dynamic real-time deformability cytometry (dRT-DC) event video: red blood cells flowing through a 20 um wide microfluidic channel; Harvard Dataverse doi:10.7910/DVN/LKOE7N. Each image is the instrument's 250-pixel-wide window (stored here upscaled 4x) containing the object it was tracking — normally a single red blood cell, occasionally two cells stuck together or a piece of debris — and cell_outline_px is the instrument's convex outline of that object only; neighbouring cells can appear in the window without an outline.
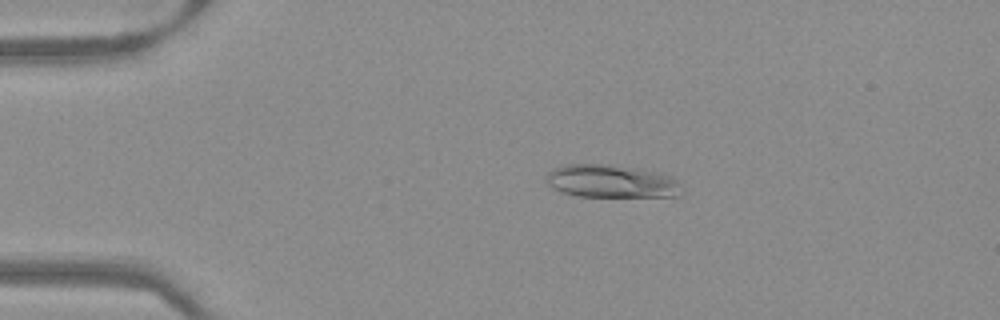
{"species": "Egyptian fruit bat (a non-hibernating species)", "species_latin": "Rousettus aegyptiacus", "temperature_condition": "warm", "stored_images_in_passage": 52, "camera_frame_rate_fps": 3000, "um_per_image_px": 0.085, "frame": {"image": 1, "passage_image": 11, "time_ms": 3.333, "image_size_px": [1000, 320], "cell_outline_px": [[684, 188], [680, 196], [576, 196], [552, 188], [544, 180], [544, 176], [552, 168], [568, 164], [608, 164], [636, 168], [660, 172], [672, 176]], "centroid_in_image_um": [51.97, 15.4], "position_along_channel_um": 33.0, "area_um2": 26.3}}
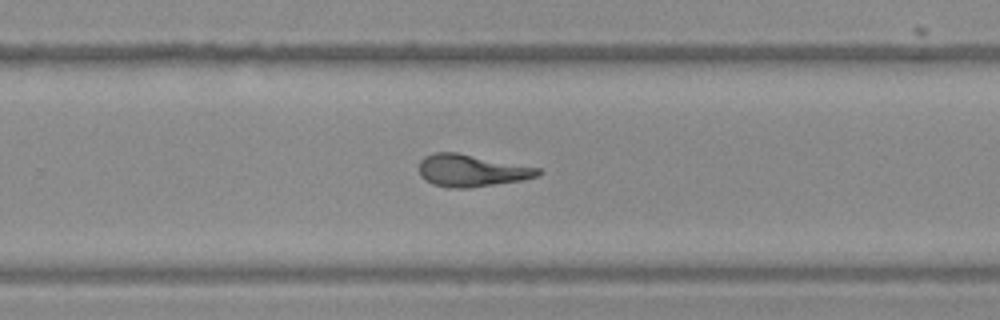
{"frame": {"image": 2, "passage_image": 34, "time_ms": 11.0, "image_size_px": [1000, 320], "cell_outline_px": [[544, 172], [540, 176], [524, 180], [468, 188], [448, 188], [432, 184], [424, 180], [420, 176], [420, 160], [424, 156], [432, 152], [456, 152], [540, 168]], "centroid_in_image_um": [40.09, 14.5], "position_along_channel_um": 289.7, "area_um2": 22.54}}
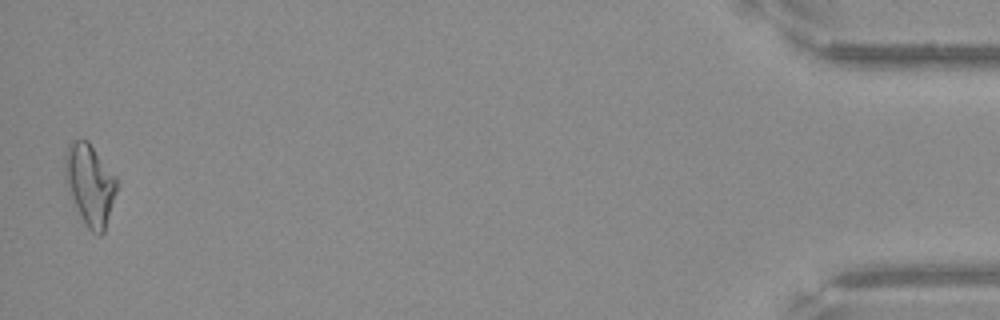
{"frame": {"image": 3, "passage_image": 51, "time_ms": 16.667, "image_size_px": [1000, 320], "cell_outline_px": [[116, 192], [104, 232], [100, 236], [96, 236], [88, 228], [72, 196], [64, 176], [64, 152], [68, 144], [72, 140], [88, 140], [116, 176]], "centroid_in_image_um": [7.64, 15.63], "position_along_channel_um": 427.6, "area_um2": 24.1}}